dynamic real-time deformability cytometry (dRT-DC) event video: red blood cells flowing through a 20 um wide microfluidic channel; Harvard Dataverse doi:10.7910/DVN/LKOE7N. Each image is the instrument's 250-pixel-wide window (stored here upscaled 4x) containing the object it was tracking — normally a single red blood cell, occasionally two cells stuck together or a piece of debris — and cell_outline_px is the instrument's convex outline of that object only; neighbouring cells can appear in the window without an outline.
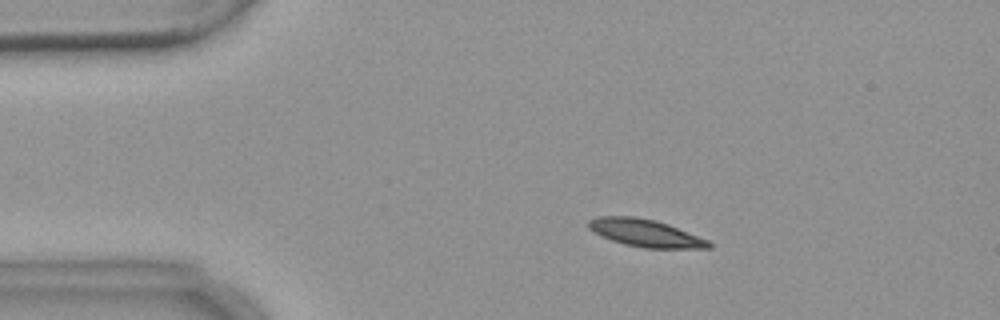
{"species": "common noctule bat (a hibernating species)", "species_latin": "Nyctalus noctula", "temperature_condition": "warm", "stored_images_in_passage": 3, "camera_frame_rate_fps": 3000, "um_per_image_px": 0.085, "animal": {"sex": "female", "body_mass_g": 18.4}, "frame": {"image": 1, "passage_image": 2, "time_ms": 1.0, "image_size_px": [1000, 320], "cell_outline_px": [[712, 248], [644, 248], [624, 244], [612, 240], [588, 228], [588, 220], [596, 216], [632, 216], [656, 220], [668, 224], [708, 240], [712, 244]], "centroid_in_image_um": [54.86, 19.8], "position_along_channel_um": 30.1, "area_um2": 19.07}}